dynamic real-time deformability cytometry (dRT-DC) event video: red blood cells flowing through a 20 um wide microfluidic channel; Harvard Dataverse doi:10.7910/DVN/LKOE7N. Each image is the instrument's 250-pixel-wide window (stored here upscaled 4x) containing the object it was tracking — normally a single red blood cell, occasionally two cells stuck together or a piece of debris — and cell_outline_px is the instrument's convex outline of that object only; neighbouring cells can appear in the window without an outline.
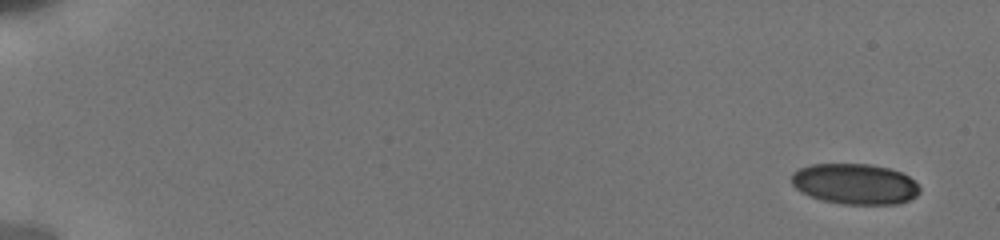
{"species": "human", "species_latin": "Homo sapiens", "temperature_condition": "cold", "stored_images_in_passage": 43, "camera_frame_rate_fps": 3000, "um_per_image_px": 0.085, "donor": {"sex": "male"}, "frame": {"image": 1, "passage_image": 1, "time_ms": 0.0, "image_size_px": [1000, 240], "cell_outline_px": [[920, 192], [916, 196], [908, 200], [896, 204], [844, 204], [824, 200], [812, 196], [796, 188], [792, 184], [792, 172], [800, 168], [812, 164], [872, 164], [888, 168], [900, 172], [908, 176], [920, 188]], "centroid_in_image_um": [72.68, 15.63], "position_along_channel_um": 12.3, "area_um2": 30.06}}
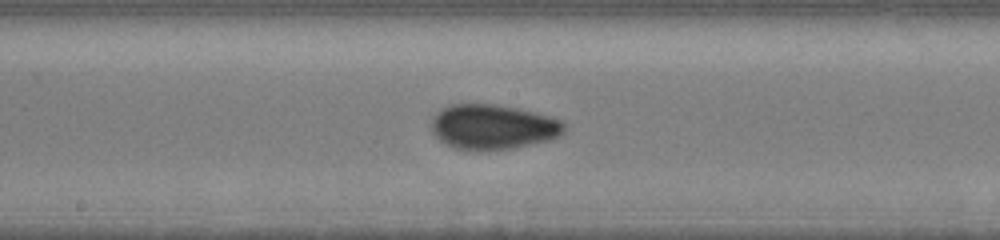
{"frame": {"image": 2, "passage_image": 26, "time_ms": 9.667, "image_size_px": [1000, 240], "cell_outline_px": [[568, 124], [564, 132], [560, 136], [548, 140], [512, 148], [452, 148], [444, 144], [432, 132], [432, 116], [440, 108], [448, 104], [496, 104], [516, 108], [548, 116], [560, 120]], "centroid_in_image_um": [41.88, 10.75], "position_along_channel_um": 206.3, "area_um2": 34.39}}
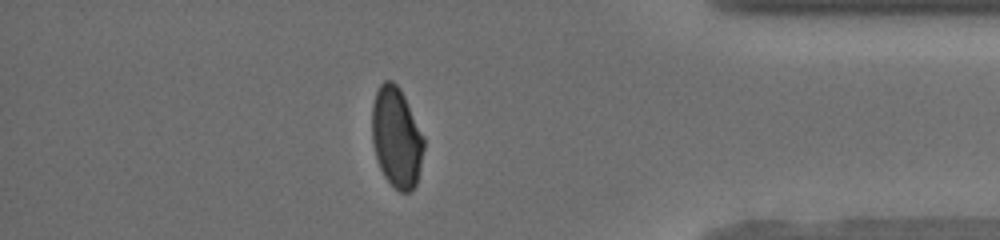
{"frame": {"image": 3, "passage_image": 38, "time_ms": 15.333, "image_size_px": [1000, 240], "cell_outline_px": [[424, 148], [416, 184], [408, 192], [400, 192], [384, 176], [380, 168], [376, 156], [372, 140], [372, 104], [376, 92], [380, 84], [384, 80], [392, 80], [400, 88], [424, 136]], "centroid_in_image_um": [33.69, 11.65], "position_along_channel_um": 401.5, "area_um2": 30.11}, "authors_computed_cell_mechanics": {"area_um2": 31.79, "velocity_mm_per_s": 3.8509, "shape_relaxation_time_tau1_ms": null, "shape_relaxation_time_tau2_ms": 0.0035, "deformation_change_tau1": null, "deformation_change_tau2": 0.0337}}